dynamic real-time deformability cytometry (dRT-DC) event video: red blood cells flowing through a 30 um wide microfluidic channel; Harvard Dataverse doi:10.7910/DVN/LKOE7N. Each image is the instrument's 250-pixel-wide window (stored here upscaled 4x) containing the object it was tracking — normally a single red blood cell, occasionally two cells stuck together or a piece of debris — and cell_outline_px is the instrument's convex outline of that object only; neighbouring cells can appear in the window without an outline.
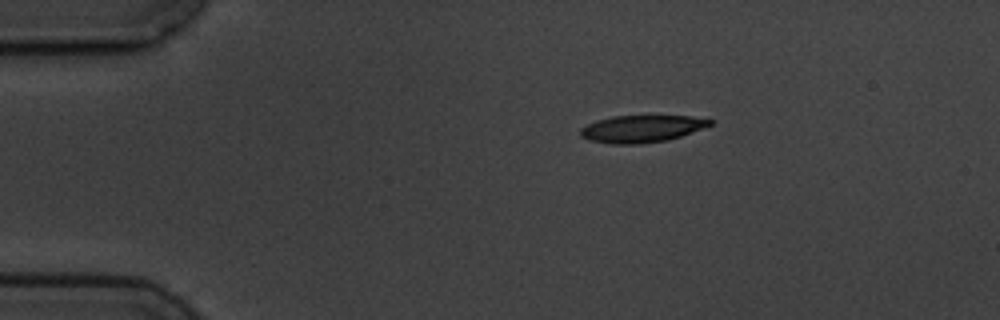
{"species": "common noctule bat (a hibernating species)", "species_latin": "Nyctalus noctula", "temperature_condition": "cold", "stored_images_in_passage": 2, "camera_frame_rate_fps": 3000, "um_per_image_px": 0.085, "animal": {"sex": "male", "body_mass_g": 19.5, "forearm_length_mm": 54.6}, "frame": {"image": 1, "passage_image": 1, "time_ms": 0.0, "image_size_px": [1000, 320], "cell_outline_px": [[712, 124], [680, 136], [664, 140], [640, 144], [612, 144], [588, 140], [580, 136], [580, 128], [596, 120], [612, 116], [692, 116], [712, 120]], "centroid_in_image_um": [54.47, 10.94], "position_along_channel_um": 30.5, "area_um2": 20.29}}